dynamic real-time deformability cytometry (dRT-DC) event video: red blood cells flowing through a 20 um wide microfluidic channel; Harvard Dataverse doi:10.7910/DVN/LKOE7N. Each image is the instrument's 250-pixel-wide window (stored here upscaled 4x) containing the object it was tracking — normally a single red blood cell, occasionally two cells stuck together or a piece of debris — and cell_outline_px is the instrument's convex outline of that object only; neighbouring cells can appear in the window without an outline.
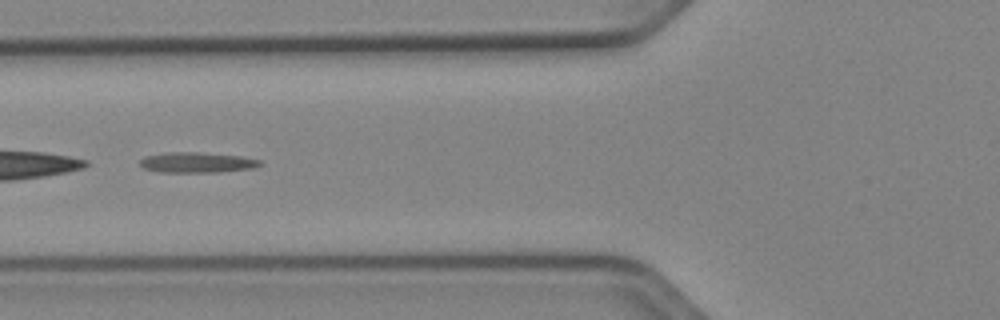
{"species": "Egyptian fruit bat (a non-hibernating species)", "species_latin": "Rousettus aegyptiacus", "temperature_condition": "cold", "stored_images_in_passage": 48, "segment_of_instrument_passage": [2, 2], "camera_frame_rate_fps": 3000, "um_per_image_px": 0.085, "animal": {"sex": "female"}, "frame": {"image": 1, "passage_image": 17, "time_ms": 5.333, "image_size_px": [1000, 320], "cell_outline_px": [[260, 164], [252, 168], [220, 172], [160, 172], [144, 168], [140, 164], [140, 160], [144, 156], [168, 152], [196, 152], [240, 156], [260, 160]], "centroid_in_image_um": [16.7, 13.81], "position_along_channel_um": 109.1, "area_um2": 14.1}}